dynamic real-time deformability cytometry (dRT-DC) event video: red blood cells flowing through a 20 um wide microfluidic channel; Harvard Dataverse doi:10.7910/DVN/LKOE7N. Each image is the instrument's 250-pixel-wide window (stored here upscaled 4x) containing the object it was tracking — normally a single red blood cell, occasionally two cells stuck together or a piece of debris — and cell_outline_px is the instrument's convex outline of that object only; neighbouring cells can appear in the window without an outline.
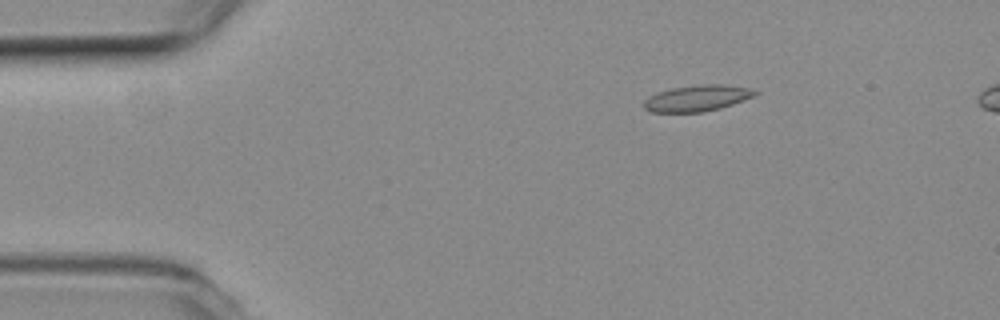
{"species": "common noctule bat (a hibernating species)", "species_latin": "Nyctalus noctula", "temperature_condition": "room temperature", "stored_images_in_passage": 51, "camera_frame_rate_fps": 3000, "um_per_image_px": 0.085, "animal": {"sex": "female", "body_mass_g": 19.3, "forearm_length_mm": 54.1}, "frame": {"image": 1, "passage_image": 5, "time_ms": 1.333, "image_size_px": [1000, 320], "cell_outline_px": [[760, 92], [752, 96], [732, 104], [720, 108], [704, 112], [652, 112], [644, 108], [644, 100], [648, 96], [656, 92], [672, 88], [704, 84], [720, 84], [752, 88]], "centroid_in_image_um": [59.23, 8.34], "position_along_channel_um": 25.8, "area_um2": 16.88}}
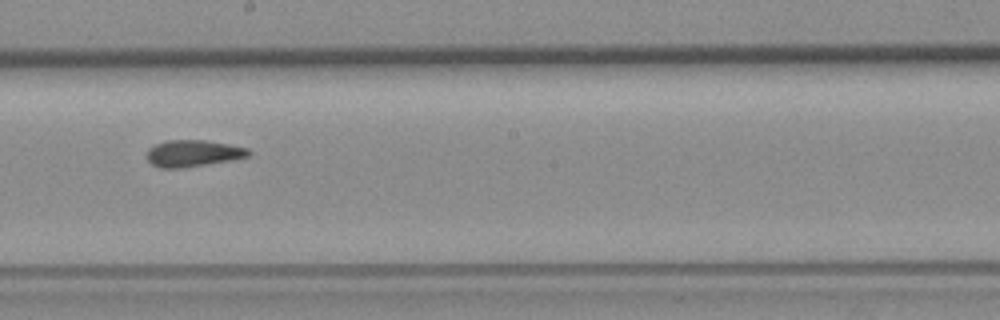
{"frame": {"image": 2, "passage_image": 27, "time_ms": 8.667, "image_size_px": [1000, 320], "cell_outline_px": [[252, 152], [248, 156], [232, 160], [180, 168], [160, 168], [152, 164], [148, 160], [148, 148], [156, 144], [168, 140], [204, 140], [228, 144], [248, 148]], "centroid_in_image_um": [16.42, 13.03], "position_along_channel_um": 231.8, "area_um2": 15.66}}
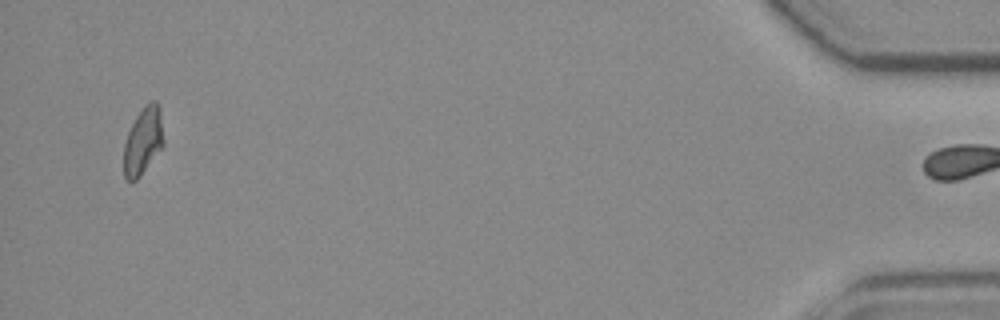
{"frame": {"image": 3, "passage_image": 50, "time_ms": 16.333, "image_size_px": [1000, 320], "cell_outline_px": [[164, 144], [140, 176], [136, 180], [128, 180], [124, 176], [124, 144], [128, 132], [136, 116], [144, 104], [152, 100], [156, 100], [160, 108], [164, 140]], "centroid_in_image_um": [12.17, 11.94], "position_along_channel_um": 423.0, "area_um2": 15.55}, "authors_computed_cell_mechanics": {"area_um2": 15.8372, "velocity_mm_per_s": 3.6735, "shape_relaxation_time_tau1_ms": null, "shape_relaxation_time_tau2_ms": 2.5039, "deformation_change_tau1": null, "deformation_change_tau2": 0.0798}}